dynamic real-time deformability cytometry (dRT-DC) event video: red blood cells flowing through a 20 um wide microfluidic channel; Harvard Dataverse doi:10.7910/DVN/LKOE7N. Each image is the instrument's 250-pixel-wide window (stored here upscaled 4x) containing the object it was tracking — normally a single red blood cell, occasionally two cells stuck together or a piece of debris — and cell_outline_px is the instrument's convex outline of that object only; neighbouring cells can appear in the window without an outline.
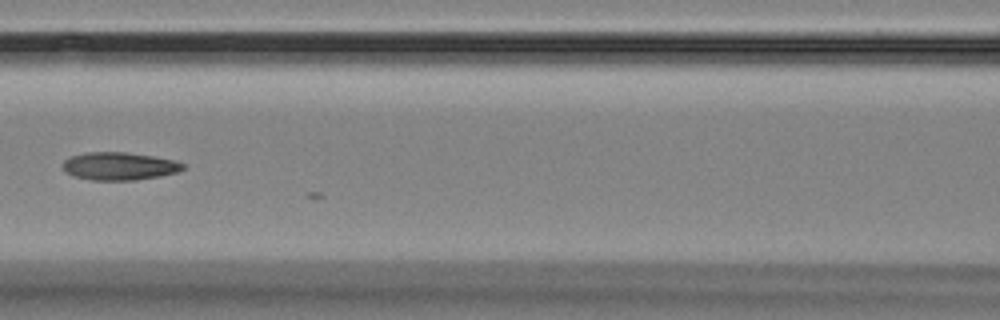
{"species": "Egyptian fruit bat (a non-hibernating species)", "species_latin": "Rousettus aegyptiacus", "temperature_condition": "room temperature", "stored_images_in_passage": 8, "camera_frame_rate_fps": 3000, "um_per_image_px": 0.085, "animal": {"sex": "female"}, "frame": {"image": 1, "passage_image": 6, "time_ms": 6.667, "image_size_px": [1000, 320], "cell_outline_px": [[184, 168], [180, 172], [160, 176], [136, 180], [92, 180], [72, 176], [64, 168], [64, 160], [72, 156], [88, 152], [124, 152], [152, 156], [176, 160], [184, 164]], "centroid_in_image_um": [10.19, 14.13], "position_along_channel_um": 156.4, "area_um2": 19.42}}